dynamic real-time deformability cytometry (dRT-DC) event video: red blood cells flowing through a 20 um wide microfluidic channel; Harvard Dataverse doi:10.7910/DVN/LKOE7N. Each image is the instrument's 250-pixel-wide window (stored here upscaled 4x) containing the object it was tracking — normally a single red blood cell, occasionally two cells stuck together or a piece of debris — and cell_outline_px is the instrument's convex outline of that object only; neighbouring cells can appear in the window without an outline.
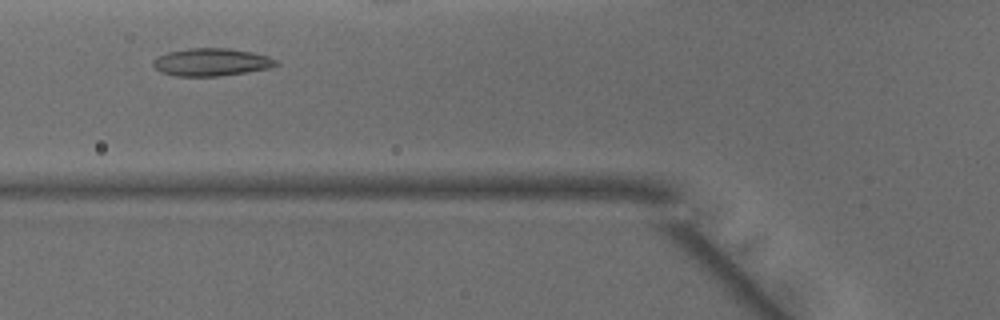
{"species": "common noctule bat (a hibernating species)", "species_latin": "Nyctalus noctula", "temperature_condition": "warm", "stored_images_in_passage": 28, "camera_frame_rate_fps": 3000, "um_per_image_px": 0.085, "animal": {"sex": "male", "body_mass_g": 15.6}, "frame": {"image": 1, "passage_image": 6, "time_ms": 1.667, "image_size_px": [1000, 320], "cell_outline_px": [[280, 64], [268, 68], [220, 76], [176, 76], [160, 72], [152, 64], [152, 60], [156, 56], [168, 52], [188, 48], [228, 48], [252, 52], [268, 56], [276, 60]], "centroid_in_image_um": [17.93, 5.27], "position_along_channel_um": 107.9, "area_um2": 19.83}}
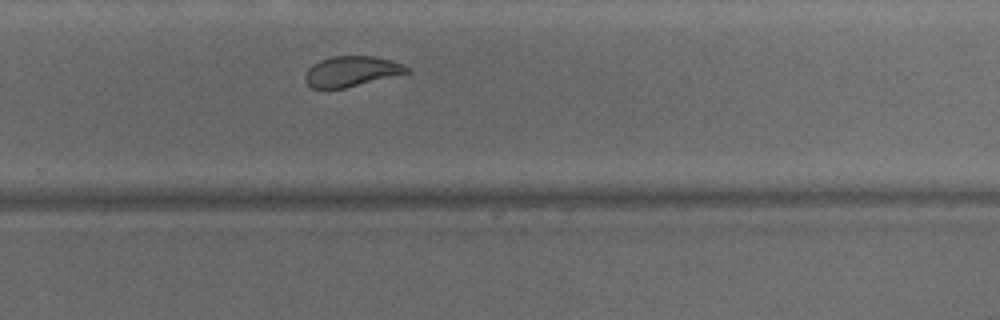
{"frame": {"image": 2, "passage_image": 20, "time_ms": 6.333, "image_size_px": [1000, 320], "cell_outline_px": [[412, 68], [408, 72], [344, 88], [312, 88], [304, 80], [304, 76], [308, 68], [312, 64], [320, 60], [332, 56], [372, 56], [392, 60], [404, 64]], "centroid_in_image_um": [29.86, 6.05], "position_along_channel_um": 299.9, "area_um2": 17.86}}
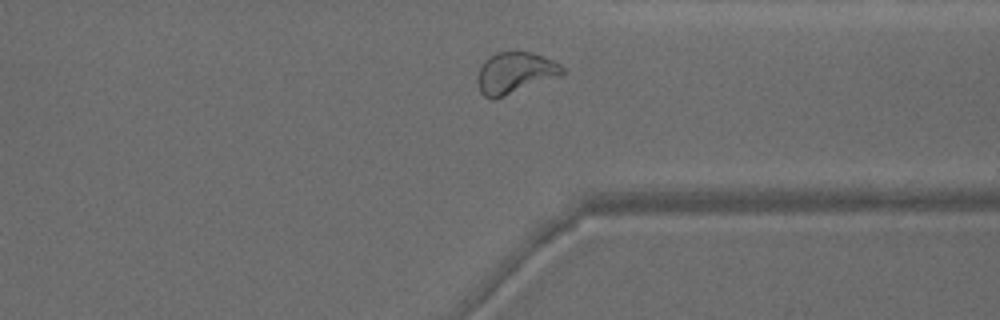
{"frame": {"image": 3, "passage_image": 25, "time_ms": 8.0, "image_size_px": [1000, 320], "cell_outline_px": [[564, 72], [560, 76], [492, 100], [484, 96], [480, 92], [476, 84], [476, 76], [484, 60], [488, 56], [496, 52], [532, 52], [544, 56], [560, 64], [564, 68]], "centroid_in_image_um": [43.73, 6.19], "position_along_channel_um": 367.7, "area_um2": 20.52}, "authors_computed_cell_mechanics": {"area_um2": 19.0162, "velocity_mm_per_s": 4.1131, "shape_relaxation_time_tau1_ms": 5.6437, "shape_relaxation_time_tau2_ms": 1.3633, "deformation_change_tau1": 0.182, "deformation_change_tau2": 0.0799}}